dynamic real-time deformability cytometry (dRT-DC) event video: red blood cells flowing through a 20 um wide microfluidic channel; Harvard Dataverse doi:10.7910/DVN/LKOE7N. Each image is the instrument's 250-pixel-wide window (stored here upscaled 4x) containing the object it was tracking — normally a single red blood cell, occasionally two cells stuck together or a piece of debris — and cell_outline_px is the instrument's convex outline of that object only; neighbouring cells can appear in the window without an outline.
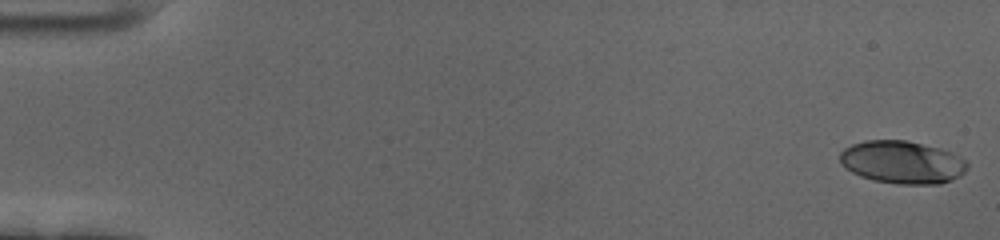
{"species": "human", "species_latin": "Homo sapiens", "temperature_condition": "cold", "stored_images_in_passage": 59, "camera_frame_rate_fps": 3000, "um_per_image_px": 0.085, "donor": {"sex": "female"}, "frame": {"image": 1, "passage_image": 1, "time_ms": 0.0, "image_size_px": [1000, 240], "cell_outline_px": [[968, 168], [960, 176], [952, 180], [940, 184], [896, 184], [876, 180], [860, 176], [852, 172], [840, 164], [840, 152], [844, 148], [852, 144], [864, 140], [908, 140], [940, 148], [952, 152], [964, 160], [968, 164]], "centroid_in_image_um": [76.69, 13.78], "position_along_channel_um": 8.3, "area_um2": 31.91}}
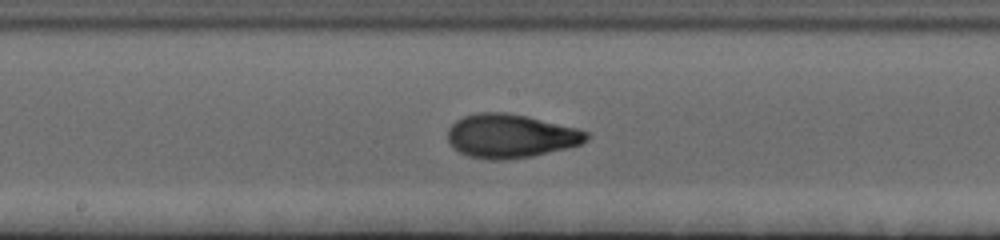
{"frame": {"image": 2, "passage_image": 32, "time_ms": 10.333, "image_size_px": [1000, 240], "cell_outline_px": [[592, 136], [588, 140], [580, 144], [568, 148], [532, 156], [504, 160], [488, 160], [468, 156], [452, 148], [448, 140], [448, 128], [456, 120], [464, 116], [476, 112], [504, 112], [528, 116], [592, 132]], "centroid_in_image_um": [43.42, 11.56], "position_along_channel_um": 204.8, "area_um2": 35.78}}
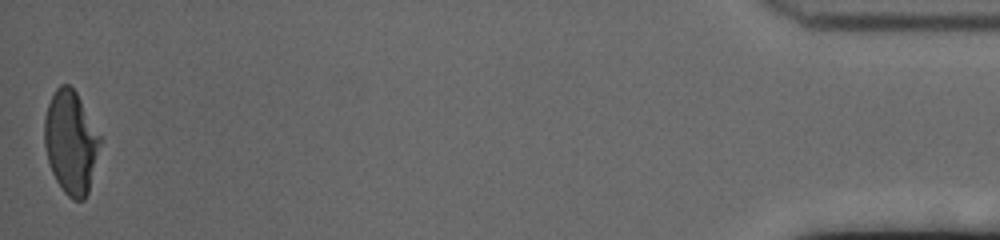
{"frame": {"image": 3, "passage_image": 59, "time_ms": 19.333, "image_size_px": [1000, 240], "cell_outline_px": [[100, 140], [88, 192], [84, 200], [72, 200], [64, 192], [56, 180], [52, 172], [48, 160], [44, 144], [44, 116], [48, 104], [56, 88], [60, 84], [68, 84], [76, 92], [100, 136]], "centroid_in_image_um": [5.98, 12.08], "position_along_channel_um": 429.2, "area_um2": 32.83}, "authors_computed_cell_mechanics": {"area_um2": 33.4662, "velocity_mm_per_s": 3.4497, "shape_relaxation_time_tau1_ms": 4.5024, "shape_relaxation_time_tau2_ms": 1.153, "deformation_change_tau1": 0.2096, "deformation_change_tau2": 0.0667}}